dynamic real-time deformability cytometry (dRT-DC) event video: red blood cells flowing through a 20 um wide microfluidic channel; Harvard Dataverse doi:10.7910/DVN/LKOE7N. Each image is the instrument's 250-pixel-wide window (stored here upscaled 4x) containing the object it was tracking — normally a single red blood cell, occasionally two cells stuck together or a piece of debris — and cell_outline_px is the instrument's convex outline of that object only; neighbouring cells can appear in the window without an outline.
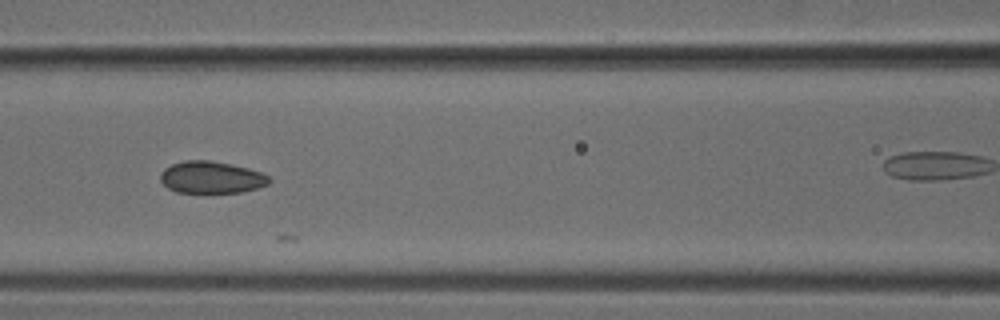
{"species": "common noctule bat (a hibernating species)", "species_latin": "Nyctalus noctula", "temperature_condition": "cold", "stored_images_in_passage": 9, "camera_frame_rate_fps": 3000, "um_per_image_px": 0.085, "animal": {"sex": "male", "body_mass_g": 18.8}, "frame": {"image": 1, "passage_image": 6, "time_ms": 1.667, "image_size_px": [1000, 320], "cell_outline_px": [[272, 180], [268, 184], [256, 188], [240, 192], [176, 192], [168, 188], [160, 180], [160, 172], [164, 168], [172, 164], [184, 160], [212, 160], [232, 164], [248, 168], [260, 172], [268, 176]], "centroid_in_image_um": [17.94, 15.06], "position_along_channel_um": 148.7, "area_um2": 20.29}}